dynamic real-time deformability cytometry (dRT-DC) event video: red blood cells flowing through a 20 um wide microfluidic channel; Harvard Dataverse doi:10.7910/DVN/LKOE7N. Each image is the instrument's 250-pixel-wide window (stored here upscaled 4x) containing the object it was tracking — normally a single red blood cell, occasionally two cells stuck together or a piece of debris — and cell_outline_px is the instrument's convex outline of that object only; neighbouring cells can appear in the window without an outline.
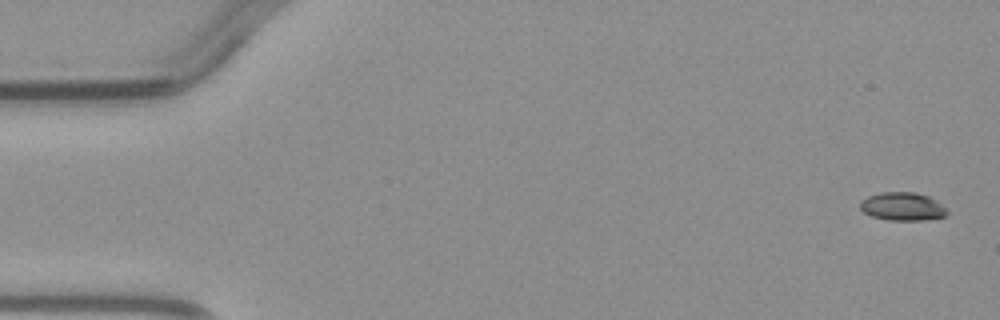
{"species": "common noctule bat (a hibernating species)", "species_latin": "Nyctalus noctula", "temperature_condition": "warm", "stored_images_in_passage": 6, "camera_frame_rate_fps": 3000, "um_per_image_px": 0.085, "animal": {"sex": "male", "body_mass_g": 23.1, "forearm_length_mm": 52.7}, "frame": {"image": 1, "passage_image": 1, "time_ms": 0.0, "image_size_px": [1000, 320], "cell_outline_px": [[948, 212], [944, 216], [924, 220], [888, 220], [872, 216], [864, 212], [860, 208], [860, 200], [868, 196], [880, 192], [916, 192], [928, 196], [936, 200]], "centroid_in_image_um": [76.68, 17.54], "position_along_channel_um": 8.3, "area_um2": 14.22}}
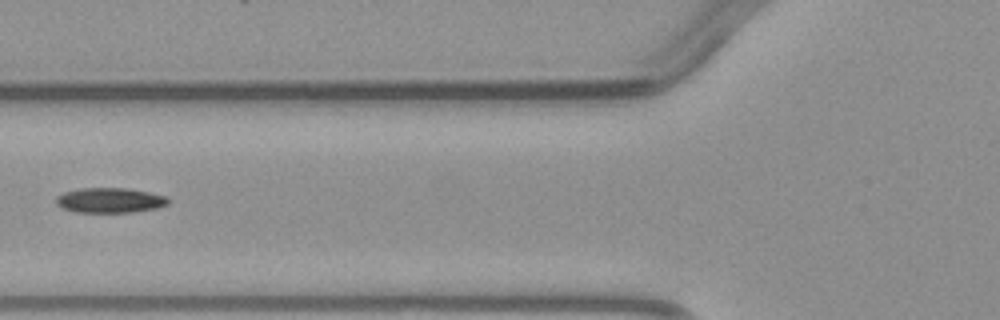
{"frame": {"image": 2, "passage_image": 5, "time_ms": 5.667, "image_size_px": [1000, 320], "cell_outline_px": [[168, 204], [156, 208], [132, 212], [76, 212], [60, 208], [56, 204], [56, 196], [64, 192], [80, 188], [128, 188], [148, 192], [164, 196], [168, 200]], "centroid_in_image_um": [9.28, 17.02], "position_along_channel_um": 116.5, "area_um2": 16.3}}
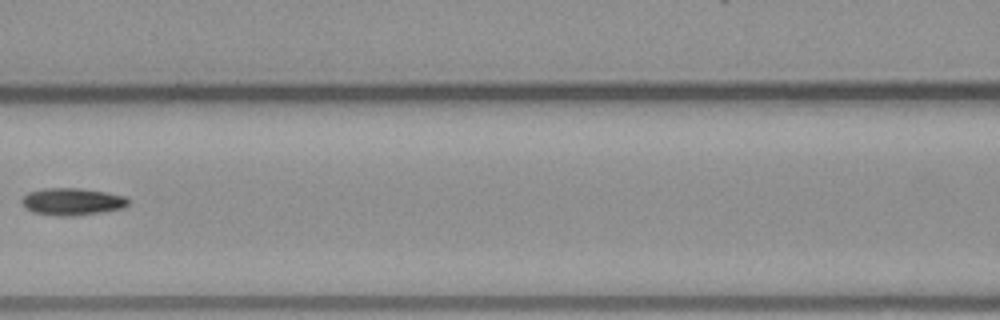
{"frame": {"image": 3, "passage_image": 6, "time_ms": 6.667, "image_size_px": [1000, 320], "cell_outline_px": [[132, 200], [124, 208], [104, 212], [76, 216], [60, 216], [32, 212], [24, 208], [20, 204], [20, 200], [28, 192], [48, 188], [80, 188], [108, 192], [124, 196]], "centroid_in_image_um": [6.15, 17.14], "position_along_channel_um": 160.4, "area_um2": 17.22}}